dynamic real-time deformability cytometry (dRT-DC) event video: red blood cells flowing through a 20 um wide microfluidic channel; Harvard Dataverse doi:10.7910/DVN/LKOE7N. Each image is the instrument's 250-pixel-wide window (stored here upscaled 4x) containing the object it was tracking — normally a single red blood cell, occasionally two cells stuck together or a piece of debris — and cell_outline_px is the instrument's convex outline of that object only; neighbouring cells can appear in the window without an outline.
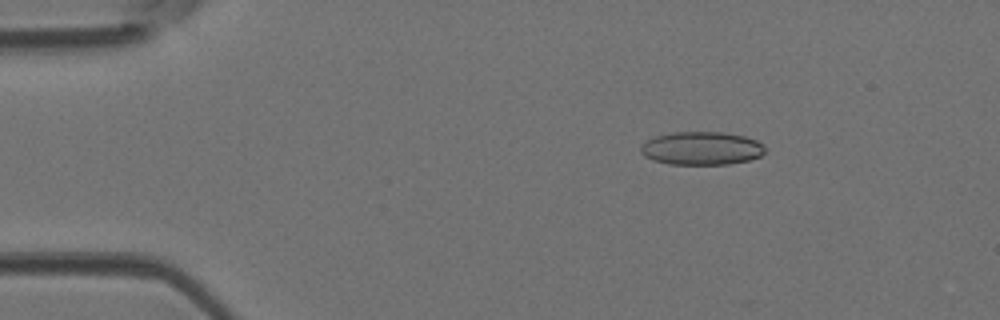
{"species": "Egyptian fruit bat (a non-hibernating species)", "species_latin": "Rousettus aegyptiacus", "temperature_condition": "room temperature", "stored_images_in_passage": 10, "camera_frame_rate_fps": 3000, "um_per_image_px": 0.085, "animal": {"sex": "female"}, "frame": {"image": 1, "passage_image": 4, "time_ms": 1.0, "image_size_px": [1000, 320], "cell_outline_px": [[768, 148], [760, 156], [748, 160], [728, 164], [668, 164], [652, 160], [644, 156], [640, 152], [640, 144], [656, 136], [676, 132], [720, 132], [744, 136], [756, 140], [764, 144]], "centroid_in_image_um": [59.63, 12.61], "position_along_channel_um": 25.4, "area_um2": 24.16}}